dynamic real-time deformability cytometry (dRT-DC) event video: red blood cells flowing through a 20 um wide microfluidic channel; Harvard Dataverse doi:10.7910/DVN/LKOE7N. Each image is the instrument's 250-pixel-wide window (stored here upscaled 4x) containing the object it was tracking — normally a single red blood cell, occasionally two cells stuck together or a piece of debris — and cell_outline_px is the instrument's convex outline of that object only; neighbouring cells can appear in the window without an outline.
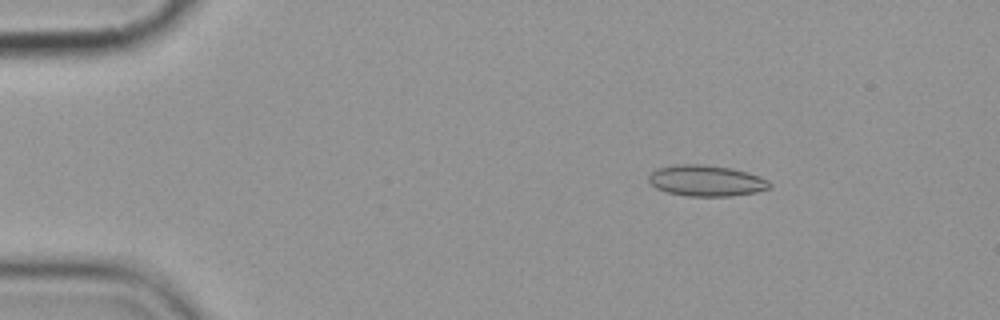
{"species": "common noctule bat (a hibernating species)", "species_latin": "Nyctalus noctula", "temperature_condition": "cold", "stored_images_in_passage": 7, "camera_frame_rate_fps": 3000, "um_per_image_px": 0.085, "animal": {"sex": "female", "body_mass_g": 19.9}, "frame": {"image": 1, "passage_image": 3, "time_ms": 2.333, "image_size_px": [1000, 320], "cell_outline_px": [[772, 184], [768, 188], [756, 192], [732, 196], [688, 196], [668, 192], [656, 188], [648, 180], [648, 176], [656, 168], [676, 164], [704, 164], [732, 168], [748, 172], [768, 180]], "centroid_in_image_um": [60.02, 15.35], "position_along_channel_um": 25.0, "area_um2": 21.91}}
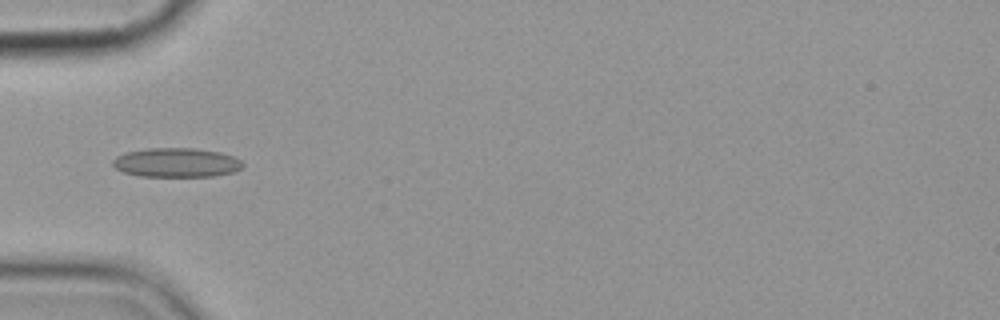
{"frame": {"image": 2, "passage_image": 6, "time_ms": 5.667, "image_size_px": [1000, 320], "cell_outline_px": [[244, 164], [240, 168], [232, 172], [212, 176], [136, 176], [124, 172], [116, 168], [112, 164], [112, 160], [116, 156], [124, 152], [148, 148], [192, 148], [220, 152], [232, 156], [240, 160]], "centroid_in_image_um": [14.94, 13.81], "position_along_channel_um": 70.1, "area_um2": 22.08}}
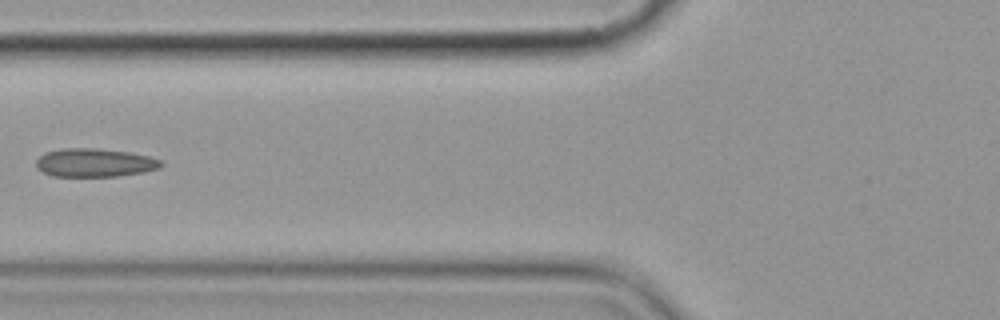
{"frame": {"image": 3, "passage_image": 7, "time_ms": 7.0, "image_size_px": [1000, 320], "cell_outline_px": [[164, 164], [160, 168], [144, 172], [120, 176], [52, 176], [36, 168], [36, 160], [44, 152], [60, 148], [96, 148], [128, 152], [148, 156], [160, 160]], "centroid_in_image_um": [8.03, 13.83], "position_along_channel_um": 117.8, "area_um2": 20.81}}